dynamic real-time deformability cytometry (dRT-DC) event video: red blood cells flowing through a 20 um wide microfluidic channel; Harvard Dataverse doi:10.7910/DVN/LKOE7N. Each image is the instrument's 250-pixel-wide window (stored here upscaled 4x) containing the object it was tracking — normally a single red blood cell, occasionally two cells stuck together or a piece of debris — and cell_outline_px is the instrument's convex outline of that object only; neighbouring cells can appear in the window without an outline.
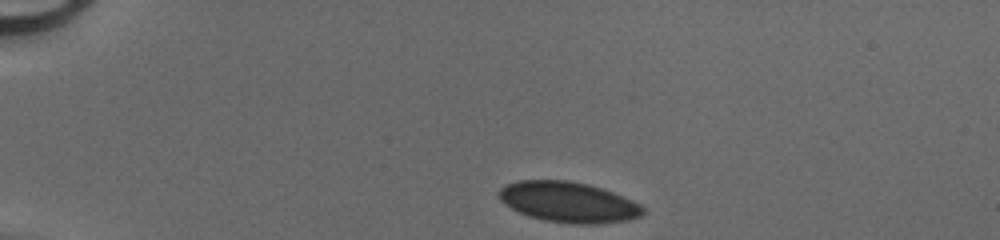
{"species": "human", "species_latin": "Homo sapiens", "temperature_condition": "cold", "stored_images_in_passage": 39, "camera_frame_rate_fps": 3000, "um_per_image_px": 0.085, "donor": {"sex": "male"}, "frame": {"image": 1, "passage_image": 1, "time_ms": 0.0, "image_size_px": [1000, 240], "cell_outline_px": [[644, 212], [640, 216], [624, 220], [596, 224], [568, 224], [544, 220], [520, 212], [504, 204], [500, 200], [500, 188], [508, 184], [520, 180], [568, 180], [588, 184], [612, 192], [632, 200], [640, 204], [644, 208]], "centroid_in_image_um": [48.32, 17.18], "position_along_channel_um": 36.7, "area_um2": 33.64}}
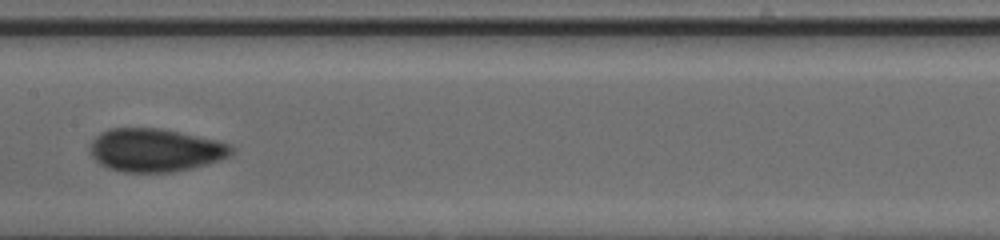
{"frame": {"image": 2, "passage_image": 17, "time_ms": 5.333, "image_size_px": [1000, 240], "cell_outline_px": [[236, 148], [228, 156], [220, 160], [192, 168], [168, 172], [124, 172], [108, 168], [100, 164], [88, 152], [88, 148], [92, 140], [100, 132], [108, 128], [160, 128], [180, 132], [216, 140], [232, 144]], "centroid_in_image_um": [13.17, 12.75], "position_along_channel_um": 194.2, "area_um2": 35.78}}
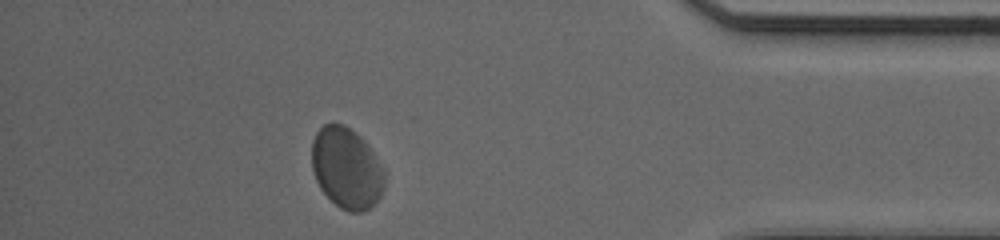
{"frame": {"image": 3, "passage_image": 34, "time_ms": 11.0, "image_size_px": [1000, 240], "cell_outline_px": [[384, 184], [380, 196], [364, 212], [348, 212], [340, 208], [320, 188], [316, 180], [312, 168], [312, 140], [316, 132], [324, 124], [344, 124], [356, 132], [368, 144], [384, 176]], "centroid_in_image_um": [29.42, 14.28], "position_along_channel_um": 405.8, "area_um2": 33.87}}